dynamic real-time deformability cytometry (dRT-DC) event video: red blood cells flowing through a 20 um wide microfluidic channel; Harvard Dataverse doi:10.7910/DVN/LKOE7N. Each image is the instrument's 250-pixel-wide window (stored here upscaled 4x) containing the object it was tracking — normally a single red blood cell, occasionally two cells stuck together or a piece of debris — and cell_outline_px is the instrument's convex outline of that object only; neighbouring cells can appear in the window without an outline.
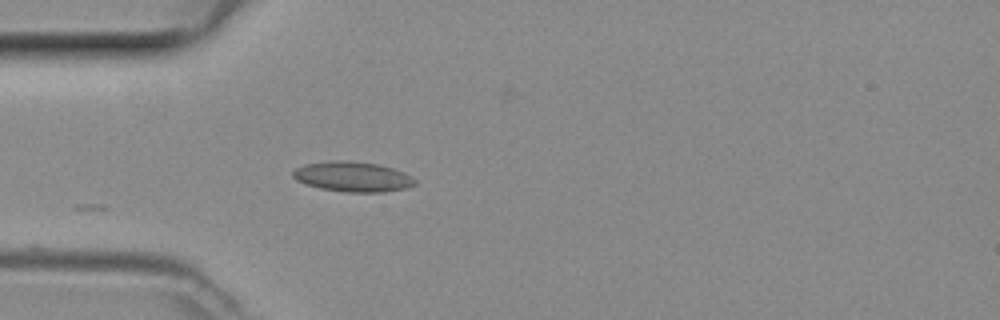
{"species": "common noctule bat (a hibernating species)", "species_latin": "Nyctalus noctula", "temperature_condition": "room temperature", "stored_images_in_passage": 5, "camera_frame_rate_fps": 3000, "um_per_image_px": 0.085, "animal": {"sex": "female", "body_mass_g": 29.2, "forearm_length_mm": 56.3}, "frame": {"image": 1, "passage_image": 1, "time_ms": 0.0, "image_size_px": [1000, 320], "cell_outline_px": [[416, 184], [404, 188], [384, 192], [348, 192], [320, 188], [296, 180], [292, 176], [292, 172], [296, 168], [304, 164], [332, 160], [348, 160], [376, 164], [392, 168], [416, 180]], "centroid_in_image_um": [29.93, 15.01], "position_along_channel_um": 55.1, "area_um2": 21.1}}